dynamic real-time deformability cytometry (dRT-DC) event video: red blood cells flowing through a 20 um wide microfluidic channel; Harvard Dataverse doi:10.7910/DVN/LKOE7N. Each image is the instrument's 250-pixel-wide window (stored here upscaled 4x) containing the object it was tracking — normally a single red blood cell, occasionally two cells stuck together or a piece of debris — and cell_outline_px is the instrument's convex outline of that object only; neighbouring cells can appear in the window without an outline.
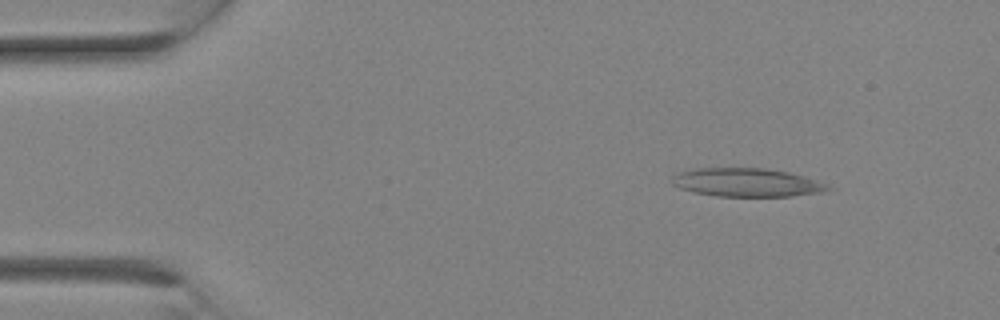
{"species": "Egyptian fruit bat (a non-hibernating species)", "species_latin": "Rousettus aegyptiacus", "temperature_condition": "room temperature", "stored_images_in_passage": 15, "camera_frame_rate_fps": 3000, "um_per_image_px": 0.085, "animal": {"sex": "female"}, "frame": {"image": 1, "passage_image": 4, "time_ms": 1.0, "image_size_px": [1000, 320], "cell_outline_px": [[836, 188], [820, 192], [792, 196], [716, 196], [692, 192], [680, 188], [672, 184], [672, 176], [680, 172], [692, 168], [764, 168], [788, 172], [804, 176], [828, 184]], "centroid_in_image_um": [63.48, 15.51], "position_along_channel_um": 21.5, "area_um2": 25.95}}
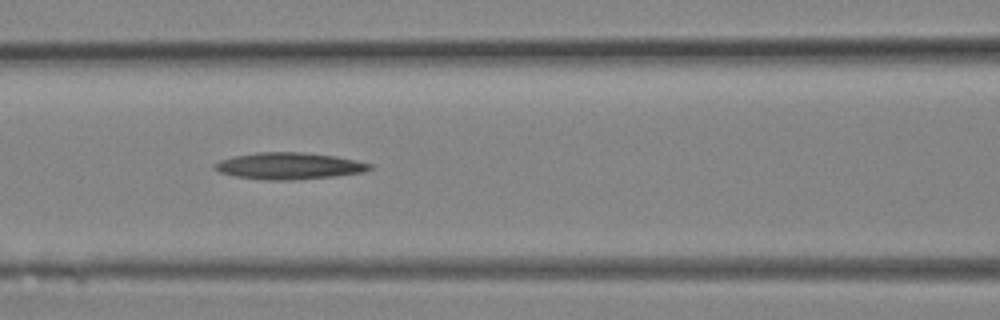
{"frame": {"image": 2, "passage_image": 12, "time_ms": 3.667, "image_size_px": [1000, 320], "cell_outline_px": [[372, 168], [364, 172], [332, 176], [292, 180], [264, 180], [236, 176], [220, 172], [212, 168], [212, 164], [220, 160], [232, 156], [256, 152], [300, 152], [336, 156], [356, 160], [372, 164]], "centroid_in_image_um": [24.53, 14.1], "position_along_channel_um": 142.1, "area_um2": 24.16}}
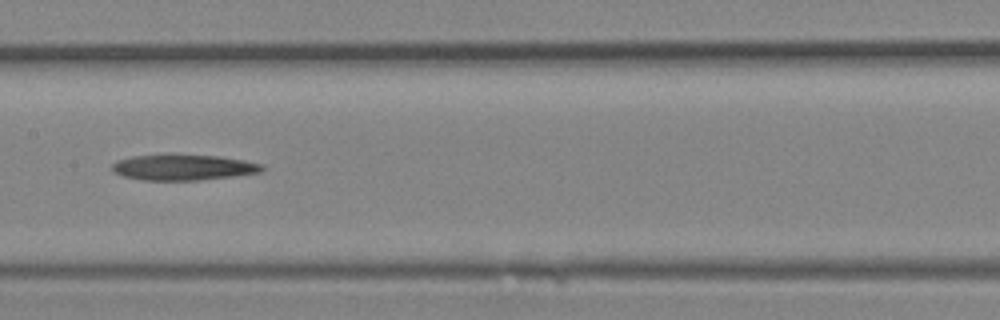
{"frame": {"image": 3, "passage_image": 14, "time_ms": 4.333, "image_size_px": [1000, 320], "cell_outline_px": [[264, 168], [260, 172], [236, 176], [200, 180], [144, 180], [124, 176], [112, 172], [112, 164], [116, 160], [132, 156], [220, 156], [244, 160], [264, 164]], "centroid_in_image_um": [15.61, 14.24], "position_along_channel_um": 191.8, "area_um2": 22.08}}